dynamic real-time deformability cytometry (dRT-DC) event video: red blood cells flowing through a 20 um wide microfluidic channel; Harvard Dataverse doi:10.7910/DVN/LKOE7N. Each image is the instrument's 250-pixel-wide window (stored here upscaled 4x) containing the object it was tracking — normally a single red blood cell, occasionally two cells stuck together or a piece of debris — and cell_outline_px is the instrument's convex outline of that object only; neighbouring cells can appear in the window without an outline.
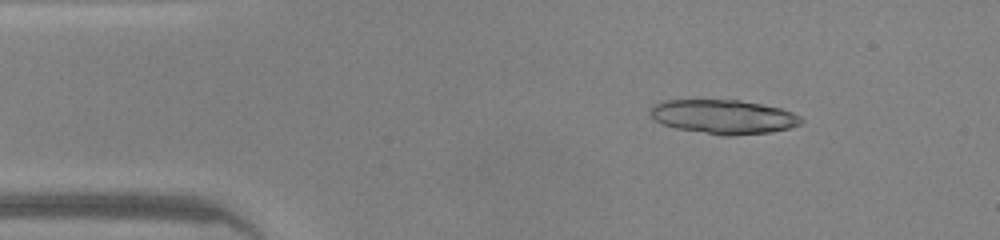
{"species": "common noctule bat (a hibernating species)", "species_latin": "Nyctalus noctula", "temperature_condition": "warm", "stored_images_in_passage": 13, "camera_frame_rate_fps": 3000, "um_per_image_px": 0.085, "animal": {"sex": "male", "body_mass_g": 20.0, "forearm_length_mm": 53.3}, "frame": {"image": 1, "passage_image": 6, "time_ms": 1.667, "image_size_px": [1000, 240], "cell_outline_px": [[804, 120], [800, 124], [792, 128], [772, 132], [728, 136], [720, 136], [676, 128], [664, 124], [656, 120], [648, 112], [648, 108], [664, 100], [740, 100], [780, 108], [792, 112], [800, 116]], "centroid_in_image_um": [61.51, 9.93], "position_along_channel_um": 23.5, "area_um2": 30.17}}